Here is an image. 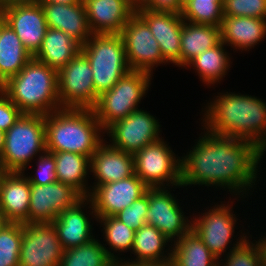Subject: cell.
<instances>
[{
    "label": "cell",
    "instance_id": "6da1fadb",
    "mask_svg": "<svg viewBox=\"0 0 266 266\" xmlns=\"http://www.w3.org/2000/svg\"><path fill=\"white\" fill-rule=\"evenodd\" d=\"M192 149L181 159V185L226 186L233 193L252 188L264 154L253 141L208 130Z\"/></svg>",
    "mask_w": 266,
    "mask_h": 266
},
{
    "label": "cell",
    "instance_id": "7a4b0ae2",
    "mask_svg": "<svg viewBox=\"0 0 266 266\" xmlns=\"http://www.w3.org/2000/svg\"><path fill=\"white\" fill-rule=\"evenodd\" d=\"M210 104L203 119L206 130L253 141L266 151V102L251 95L227 93Z\"/></svg>",
    "mask_w": 266,
    "mask_h": 266
},
{
    "label": "cell",
    "instance_id": "3957f363",
    "mask_svg": "<svg viewBox=\"0 0 266 266\" xmlns=\"http://www.w3.org/2000/svg\"><path fill=\"white\" fill-rule=\"evenodd\" d=\"M104 130L93 109H60L45 115L46 151L73 152L89 158L103 143Z\"/></svg>",
    "mask_w": 266,
    "mask_h": 266
},
{
    "label": "cell",
    "instance_id": "277c9868",
    "mask_svg": "<svg viewBox=\"0 0 266 266\" xmlns=\"http://www.w3.org/2000/svg\"><path fill=\"white\" fill-rule=\"evenodd\" d=\"M0 89L23 114L45 116L62 109L58 96L57 71L33 57Z\"/></svg>",
    "mask_w": 266,
    "mask_h": 266
},
{
    "label": "cell",
    "instance_id": "5b68a950",
    "mask_svg": "<svg viewBox=\"0 0 266 266\" xmlns=\"http://www.w3.org/2000/svg\"><path fill=\"white\" fill-rule=\"evenodd\" d=\"M80 52L88 59L92 69L96 102L102 93L131 71L120 34H92L81 46Z\"/></svg>",
    "mask_w": 266,
    "mask_h": 266
},
{
    "label": "cell",
    "instance_id": "8992f818",
    "mask_svg": "<svg viewBox=\"0 0 266 266\" xmlns=\"http://www.w3.org/2000/svg\"><path fill=\"white\" fill-rule=\"evenodd\" d=\"M46 151L45 116L22 114L5 132L0 161L6 172H22L38 152Z\"/></svg>",
    "mask_w": 266,
    "mask_h": 266
},
{
    "label": "cell",
    "instance_id": "52a82bcc",
    "mask_svg": "<svg viewBox=\"0 0 266 266\" xmlns=\"http://www.w3.org/2000/svg\"><path fill=\"white\" fill-rule=\"evenodd\" d=\"M152 74L131 70L108 91L102 93L93 108L96 119L105 130L112 123L138 110V104L149 88Z\"/></svg>",
    "mask_w": 266,
    "mask_h": 266
},
{
    "label": "cell",
    "instance_id": "ba28073f",
    "mask_svg": "<svg viewBox=\"0 0 266 266\" xmlns=\"http://www.w3.org/2000/svg\"><path fill=\"white\" fill-rule=\"evenodd\" d=\"M134 173L148 188L181 186V159H177L171 148L159 139L143 147L133 155ZM168 182V184H167Z\"/></svg>",
    "mask_w": 266,
    "mask_h": 266
},
{
    "label": "cell",
    "instance_id": "9c48e42d",
    "mask_svg": "<svg viewBox=\"0 0 266 266\" xmlns=\"http://www.w3.org/2000/svg\"><path fill=\"white\" fill-rule=\"evenodd\" d=\"M88 59L79 52L57 72L58 96L62 109H93L96 91Z\"/></svg>",
    "mask_w": 266,
    "mask_h": 266
},
{
    "label": "cell",
    "instance_id": "30bf717a",
    "mask_svg": "<svg viewBox=\"0 0 266 266\" xmlns=\"http://www.w3.org/2000/svg\"><path fill=\"white\" fill-rule=\"evenodd\" d=\"M62 255L53 223L23 224L19 266H58Z\"/></svg>",
    "mask_w": 266,
    "mask_h": 266
},
{
    "label": "cell",
    "instance_id": "8fae6325",
    "mask_svg": "<svg viewBox=\"0 0 266 266\" xmlns=\"http://www.w3.org/2000/svg\"><path fill=\"white\" fill-rule=\"evenodd\" d=\"M131 70L151 74L154 65L165 63L160 46L148 24L135 13L120 33Z\"/></svg>",
    "mask_w": 266,
    "mask_h": 266
},
{
    "label": "cell",
    "instance_id": "7c38bea8",
    "mask_svg": "<svg viewBox=\"0 0 266 266\" xmlns=\"http://www.w3.org/2000/svg\"><path fill=\"white\" fill-rule=\"evenodd\" d=\"M144 110L132 111L126 118L109 125L105 132L112 138V147L134 155L143 147L159 140V122Z\"/></svg>",
    "mask_w": 266,
    "mask_h": 266
},
{
    "label": "cell",
    "instance_id": "4fadbf2b",
    "mask_svg": "<svg viewBox=\"0 0 266 266\" xmlns=\"http://www.w3.org/2000/svg\"><path fill=\"white\" fill-rule=\"evenodd\" d=\"M0 11L24 48L34 56L39 51L48 30L41 4L35 1L11 3L1 7Z\"/></svg>",
    "mask_w": 266,
    "mask_h": 266
},
{
    "label": "cell",
    "instance_id": "5bb4252c",
    "mask_svg": "<svg viewBox=\"0 0 266 266\" xmlns=\"http://www.w3.org/2000/svg\"><path fill=\"white\" fill-rule=\"evenodd\" d=\"M82 198L71 186L59 181L31 185L28 223H52L62 211Z\"/></svg>",
    "mask_w": 266,
    "mask_h": 266
},
{
    "label": "cell",
    "instance_id": "9a60e30c",
    "mask_svg": "<svg viewBox=\"0 0 266 266\" xmlns=\"http://www.w3.org/2000/svg\"><path fill=\"white\" fill-rule=\"evenodd\" d=\"M148 187L134 173L132 176L117 182L97 186L90 193L86 202L91 204L96 217L115 216L122 209L130 206L143 196Z\"/></svg>",
    "mask_w": 266,
    "mask_h": 266
},
{
    "label": "cell",
    "instance_id": "2e32d148",
    "mask_svg": "<svg viewBox=\"0 0 266 266\" xmlns=\"http://www.w3.org/2000/svg\"><path fill=\"white\" fill-rule=\"evenodd\" d=\"M149 207L146 224L154 226L170 241L181 239L192 229V222L184 217L181 208L168 190L163 187L148 188ZM190 222V224L188 223Z\"/></svg>",
    "mask_w": 266,
    "mask_h": 266
},
{
    "label": "cell",
    "instance_id": "e0dca14e",
    "mask_svg": "<svg viewBox=\"0 0 266 266\" xmlns=\"http://www.w3.org/2000/svg\"><path fill=\"white\" fill-rule=\"evenodd\" d=\"M233 216L230 207L222 204L192 221V230L218 260L232 239L236 222Z\"/></svg>",
    "mask_w": 266,
    "mask_h": 266
},
{
    "label": "cell",
    "instance_id": "ac0fdd59",
    "mask_svg": "<svg viewBox=\"0 0 266 266\" xmlns=\"http://www.w3.org/2000/svg\"><path fill=\"white\" fill-rule=\"evenodd\" d=\"M136 13L148 24L158 42L163 59L180 66L181 30L184 20L171 12H153L140 5Z\"/></svg>",
    "mask_w": 266,
    "mask_h": 266
},
{
    "label": "cell",
    "instance_id": "d6986e66",
    "mask_svg": "<svg viewBox=\"0 0 266 266\" xmlns=\"http://www.w3.org/2000/svg\"><path fill=\"white\" fill-rule=\"evenodd\" d=\"M87 23L92 34H120L136 13L127 0H83Z\"/></svg>",
    "mask_w": 266,
    "mask_h": 266
},
{
    "label": "cell",
    "instance_id": "ffe728a7",
    "mask_svg": "<svg viewBox=\"0 0 266 266\" xmlns=\"http://www.w3.org/2000/svg\"><path fill=\"white\" fill-rule=\"evenodd\" d=\"M48 28L59 29L81 46L91 37L84 2L75 4L40 3Z\"/></svg>",
    "mask_w": 266,
    "mask_h": 266
},
{
    "label": "cell",
    "instance_id": "44dd1931",
    "mask_svg": "<svg viewBox=\"0 0 266 266\" xmlns=\"http://www.w3.org/2000/svg\"><path fill=\"white\" fill-rule=\"evenodd\" d=\"M31 183L23 172H6L0 183V210L7 222L28 223Z\"/></svg>",
    "mask_w": 266,
    "mask_h": 266
},
{
    "label": "cell",
    "instance_id": "7402d4cb",
    "mask_svg": "<svg viewBox=\"0 0 266 266\" xmlns=\"http://www.w3.org/2000/svg\"><path fill=\"white\" fill-rule=\"evenodd\" d=\"M90 167V171L97 179L92 188L94 190L97 186L132 176L134 157L132 154L102 143L90 158Z\"/></svg>",
    "mask_w": 266,
    "mask_h": 266
},
{
    "label": "cell",
    "instance_id": "603a6c76",
    "mask_svg": "<svg viewBox=\"0 0 266 266\" xmlns=\"http://www.w3.org/2000/svg\"><path fill=\"white\" fill-rule=\"evenodd\" d=\"M86 198H82L74 206L62 211L52 222L63 250L78 247L91 241L92 226L87 214L82 212ZM85 202V203H84Z\"/></svg>",
    "mask_w": 266,
    "mask_h": 266
},
{
    "label": "cell",
    "instance_id": "cb8c5ba5",
    "mask_svg": "<svg viewBox=\"0 0 266 266\" xmlns=\"http://www.w3.org/2000/svg\"><path fill=\"white\" fill-rule=\"evenodd\" d=\"M221 41L236 49L254 48L266 35V18L223 17L220 26Z\"/></svg>",
    "mask_w": 266,
    "mask_h": 266
},
{
    "label": "cell",
    "instance_id": "d4e9b609",
    "mask_svg": "<svg viewBox=\"0 0 266 266\" xmlns=\"http://www.w3.org/2000/svg\"><path fill=\"white\" fill-rule=\"evenodd\" d=\"M81 51V45L65 32L48 28L39 51L33 56L57 72Z\"/></svg>",
    "mask_w": 266,
    "mask_h": 266
},
{
    "label": "cell",
    "instance_id": "484cf974",
    "mask_svg": "<svg viewBox=\"0 0 266 266\" xmlns=\"http://www.w3.org/2000/svg\"><path fill=\"white\" fill-rule=\"evenodd\" d=\"M221 41L220 27L184 23L181 30L180 66H187L199 54Z\"/></svg>",
    "mask_w": 266,
    "mask_h": 266
},
{
    "label": "cell",
    "instance_id": "4316f807",
    "mask_svg": "<svg viewBox=\"0 0 266 266\" xmlns=\"http://www.w3.org/2000/svg\"><path fill=\"white\" fill-rule=\"evenodd\" d=\"M32 57L6 23L0 32V86L17 75Z\"/></svg>",
    "mask_w": 266,
    "mask_h": 266
},
{
    "label": "cell",
    "instance_id": "83f0119b",
    "mask_svg": "<svg viewBox=\"0 0 266 266\" xmlns=\"http://www.w3.org/2000/svg\"><path fill=\"white\" fill-rule=\"evenodd\" d=\"M174 245L171 247L173 266H218V259L192 229L174 241Z\"/></svg>",
    "mask_w": 266,
    "mask_h": 266
},
{
    "label": "cell",
    "instance_id": "f1b7e54d",
    "mask_svg": "<svg viewBox=\"0 0 266 266\" xmlns=\"http://www.w3.org/2000/svg\"><path fill=\"white\" fill-rule=\"evenodd\" d=\"M56 162V174L59 182L75 189L83 198L91 192L86 188V175L90 168V158L73 152H53ZM85 181V182H84Z\"/></svg>",
    "mask_w": 266,
    "mask_h": 266
},
{
    "label": "cell",
    "instance_id": "f546056e",
    "mask_svg": "<svg viewBox=\"0 0 266 266\" xmlns=\"http://www.w3.org/2000/svg\"><path fill=\"white\" fill-rule=\"evenodd\" d=\"M170 242L154 226L144 224L135 231L132 252L136 260L132 262L162 263L171 262V250L168 257L164 254V247ZM163 251V252H162Z\"/></svg>",
    "mask_w": 266,
    "mask_h": 266
},
{
    "label": "cell",
    "instance_id": "4dcf8cb0",
    "mask_svg": "<svg viewBox=\"0 0 266 266\" xmlns=\"http://www.w3.org/2000/svg\"><path fill=\"white\" fill-rule=\"evenodd\" d=\"M118 261L111 251L94 238L78 247L63 250L58 266H110Z\"/></svg>",
    "mask_w": 266,
    "mask_h": 266
},
{
    "label": "cell",
    "instance_id": "1f68e13d",
    "mask_svg": "<svg viewBox=\"0 0 266 266\" xmlns=\"http://www.w3.org/2000/svg\"><path fill=\"white\" fill-rule=\"evenodd\" d=\"M225 45L220 41L216 46L205 50L187 65L191 64L198 71L200 78L203 82L213 84L224 77L228 67L230 66V58L223 48Z\"/></svg>",
    "mask_w": 266,
    "mask_h": 266
},
{
    "label": "cell",
    "instance_id": "d6a6232c",
    "mask_svg": "<svg viewBox=\"0 0 266 266\" xmlns=\"http://www.w3.org/2000/svg\"><path fill=\"white\" fill-rule=\"evenodd\" d=\"M224 0H185L182 19L193 24L221 26Z\"/></svg>",
    "mask_w": 266,
    "mask_h": 266
},
{
    "label": "cell",
    "instance_id": "836d02e7",
    "mask_svg": "<svg viewBox=\"0 0 266 266\" xmlns=\"http://www.w3.org/2000/svg\"><path fill=\"white\" fill-rule=\"evenodd\" d=\"M23 224L8 222L0 230V266H19Z\"/></svg>",
    "mask_w": 266,
    "mask_h": 266
},
{
    "label": "cell",
    "instance_id": "e575fe53",
    "mask_svg": "<svg viewBox=\"0 0 266 266\" xmlns=\"http://www.w3.org/2000/svg\"><path fill=\"white\" fill-rule=\"evenodd\" d=\"M101 220L104 227L106 242L111 250L123 251L132 250L135 230L126 226L115 216L96 217Z\"/></svg>",
    "mask_w": 266,
    "mask_h": 266
},
{
    "label": "cell",
    "instance_id": "d590c367",
    "mask_svg": "<svg viewBox=\"0 0 266 266\" xmlns=\"http://www.w3.org/2000/svg\"><path fill=\"white\" fill-rule=\"evenodd\" d=\"M236 243L228 252L227 262L223 266H263L259 242L256 241V244L249 242L243 235Z\"/></svg>",
    "mask_w": 266,
    "mask_h": 266
},
{
    "label": "cell",
    "instance_id": "8d00e7d4",
    "mask_svg": "<svg viewBox=\"0 0 266 266\" xmlns=\"http://www.w3.org/2000/svg\"><path fill=\"white\" fill-rule=\"evenodd\" d=\"M266 18V0H224L223 17Z\"/></svg>",
    "mask_w": 266,
    "mask_h": 266
},
{
    "label": "cell",
    "instance_id": "74e56055",
    "mask_svg": "<svg viewBox=\"0 0 266 266\" xmlns=\"http://www.w3.org/2000/svg\"><path fill=\"white\" fill-rule=\"evenodd\" d=\"M149 207L148 189L139 199H136L130 206L122 209L115 215L118 220L135 231L146 224V213Z\"/></svg>",
    "mask_w": 266,
    "mask_h": 266
},
{
    "label": "cell",
    "instance_id": "f35d334b",
    "mask_svg": "<svg viewBox=\"0 0 266 266\" xmlns=\"http://www.w3.org/2000/svg\"><path fill=\"white\" fill-rule=\"evenodd\" d=\"M37 164L39 176L26 177L31 185H47L58 181L56 162L52 153L45 151L44 155L39 157Z\"/></svg>",
    "mask_w": 266,
    "mask_h": 266
},
{
    "label": "cell",
    "instance_id": "ab89813d",
    "mask_svg": "<svg viewBox=\"0 0 266 266\" xmlns=\"http://www.w3.org/2000/svg\"><path fill=\"white\" fill-rule=\"evenodd\" d=\"M22 114L0 89V130L6 132Z\"/></svg>",
    "mask_w": 266,
    "mask_h": 266
},
{
    "label": "cell",
    "instance_id": "60d3db41",
    "mask_svg": "<svg viewBox=\"0 0 266 266\" xmlns=\"http://www.w3.org/2000/svg\"><path fill=\"white\" fill-rule=\"evenodd\" d=\"M185 0H142L140 6L153 12L182 14Z\"/></svg>",
    "mask_w": 266,
    "mask_h": 266
},
{
    "label": "cell",
    "instance_id": "b9f144b4",
    "mask_svg": "<svg viewBox=\"0 0 266 266\" xmlns=\"http://www.w3.org/2000/svg\"><path fill=\"white\" fill-rule=\"evenodd\" d=\"M121 263H122V266H173L171 262L148 263V262L125 261L124 263L123 262H121Z\"/></svg>",
    "mask_w": 266,
    "mask_h": 266
},
{
    "label": "cell",
    "instance_id": "7bdbcfd3",
    "mask_svg": "<svg viewBox=\"0 0 266 266\" xmlns=\"http://www.w3.org/2000/svg\"><path fill=\"white\" fill-rule=\"evenodd\" d=\"M37 3H46V2H52V3H58V4H75L79 2H83V0H35Z\"/></svg>",
    "mask_w": 266,
    "mask_h": 266
},
{
    "label": "cell",
    "instance_id": "ee69618b",
    "mask_svg": "<svg viewBox=\"0 0 266 266\" xmlns=\"http://www.w3.org/2000/svg\"><path fill=\"white\" fill-rule=\"evenodd\" d=\"M258 242H259V245L261 247L262 264H263V266H266V238L264 237L262 240H260Z\"/></svg>",
    "mask_w": 266,
    "mask_h": 266
},
{
    "label": "cell",
    "instance_id": "f6af8a7d",
    "mask_svg": "<svg viewBox=\"0 0 266 266\" xmlns=\"http://www.w3.org/2000/svg\"><path fill=\"white\" fill-rule=\"evenodd\" d=\"M35 0H0V8L11 3L32 2Z\"/></svg>",
    "mask_w": 266,
    "mask_h": 266
},
{
    "label": "cell",
    "instance_id": "bcb514c9",
    "mask_svg": "<svg viewBox=\"0 0 266 266\" xmlns=\"http://www.w3.org/2000/svg\"><path fill=\"white\" fill-rule=\"evenodd\" d=\"M4 141H5V132L0 130V156L2 155V151L4 148Z\"/></svg>",
    "mask_w": 266,
    "mask_h": 266
},
{
    "label": "cell",
    "instance_id": "7dc6e473",
    "mask_svg": "<svg viewBox=\"0 0 266 266\" xmlns=\"http://www.w3.org/2000/svg\"><path fill=\"white\" fill-rule=\"evenodd\" d=\"M7 220L5 219L2 211L0 210V230L3 228L5 224H7Z\"/></svg>",
    "mask_w": 266,
    "mask_h": 266
},
{
    "label": "cell",
    "instance_id": "c3c4849f",
    "mask_svg": "<svg viewBox=\"0 0 266 266\" xmlns=\"http://www.w3.org/2000/svg\"><path fill=\"white\" fill-rule=\"evenodd\" d=\"M5 173H6V170L4 169L3 163L0 161V183Z\"/></svg>",
    "mask_w": 266,
    "mask_h": 266
},
{
    "label": "cell",
    "instance_id": "681fc988",
    "mask_svg": "<svg viewBox=\"0 0 266 266\" xmlns=\"http://www.w3.org/2000/svg\"><path fill=\"white\" fill-rule=\"evenodd\" d=\"M6 24L4 15L2 14V12L0 11V32H1V28Z\"/></svg>",
    "mask_w": 266,
    "mask_h": 266
},
{
    "label": "cell",
    "instance_id": "f907efd6",
    "mask_svg": "<svg viewBox=\"0 0 266 266\" xmlns=\"http://www.w3.org/2000/svg\"><path fill=\"white\" fill-rule=\"evenodd\" d=\"M127 1H129L135 8H137V6L140 4L138 0H127Z\"/></svg>",
    "mask_w": 266,
    "mask_h": 266
},
{
    "label": "cell",
    "instance_id": "816d5d0a",
    "mask_svg": "<svg viewBox=\"0 0 266 266\" xmlns=\"http://www.w3.org/2000/svg\"><path fill=\"white\" fill-rule=\"evenodd\" d=\"M120 262V263H119ZM110 266H122V263L121 261H118V262H114L112 265Z\"/></svg>",
    "mask_w": 266,
    "mask_h": 266
}]
</instances>
